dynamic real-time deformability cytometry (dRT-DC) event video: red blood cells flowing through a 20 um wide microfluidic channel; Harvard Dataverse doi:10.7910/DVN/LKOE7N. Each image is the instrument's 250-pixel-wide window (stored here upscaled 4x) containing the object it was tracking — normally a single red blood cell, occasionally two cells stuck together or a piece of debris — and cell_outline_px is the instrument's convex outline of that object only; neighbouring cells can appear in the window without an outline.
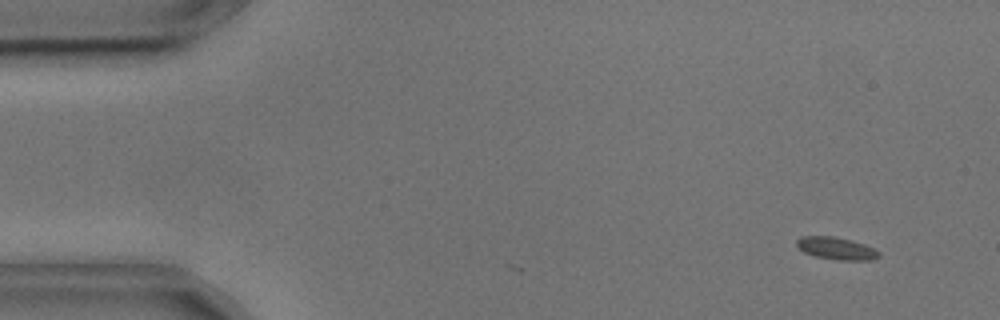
{"species": "common noctule bat (a hibernating species)", "species_latin": "Nyctalus noctula", "temperature_condition": "cold", "stored_images_in_passage": 5, "camera_frame_rate_fps": 3000, "um_per_image_px": 0.085, "animal": {"sex": "male", "body_mass_g": 17.9, "forearm_length_mm": 54.2}, "frame": {"image": 1, "passage_image": 5, "time_ms": 1.333, "image_size_px": [1000, 320], "cell_outline_px": [[880, 256], [872, 260], [840, 260], [816, 256], [804, 252], [796, 244], [796, 240], [800, 236], [832, 236], [864, 244], [880, 252]], "centroid_in_image_um": [71.08, 21.11], "position_along_channel_um": 13.9, "area_um2": 10.52}}